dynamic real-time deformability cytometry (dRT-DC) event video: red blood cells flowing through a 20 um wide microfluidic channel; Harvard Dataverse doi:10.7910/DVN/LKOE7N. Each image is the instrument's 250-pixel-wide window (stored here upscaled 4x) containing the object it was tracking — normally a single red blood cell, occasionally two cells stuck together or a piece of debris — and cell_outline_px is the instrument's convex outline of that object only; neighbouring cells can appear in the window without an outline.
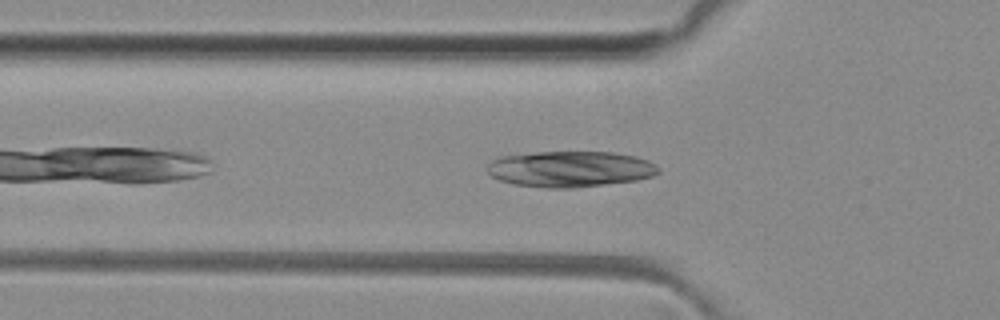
{"species": "common noctule bat (a hibernating species)", "species_latin": "Nyctalus noctula", "temperature_condition": "room temperature", "stored_images_in_passage": 31, "camera_frame_rate_fps": 3000, "um_per_image_px": 0.085, "animal": {"sex": "female", "body_mass_g": 29.2, "forearm_length_mm": 56.3}, "frame": {"image": 1, "passage_image": 5, "time_ms": 1.333, "image_size_px": [1000, 320], "cell_outline_px": [[660, 172], [652, 176], [636, 180], [572, 188], [548, 188], [512, 184], [500, 180], [492, 176], [488, 172], [488, 164], [492, 160], [500, 156], [536, 152], [612, 152], [636, 156], [648, 160], [656, 164], [660, 168]], "centroid_in_image_um": [48.48, 14.36], "position_along_channel_um": 77.3, "area_um2": 35.89}}
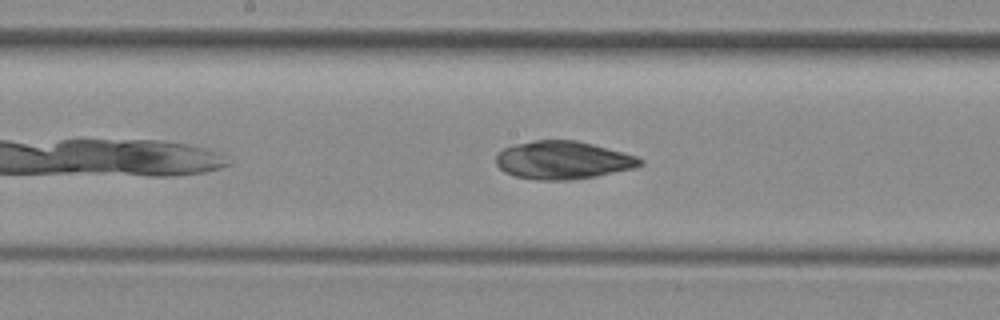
{"frame": {"image": 2, "passage_image": 14, "time_ms": 4.333, "image_size_px": [1000, 320], "cell_outline_px": [[644, 164], [636, 168], [596, 176], [572, 180], [536, 180], [516, 176], [504, 172], [496, 164], [496, 156], [504, 148], [516, 144], [536, 140], [576, 140], [592, 144], [636, 156], [644, 160]], "centroid_in_image_um": [47.86, 13.62], "position_along_channel_um": 200.3, "area_um2": 31.85}}
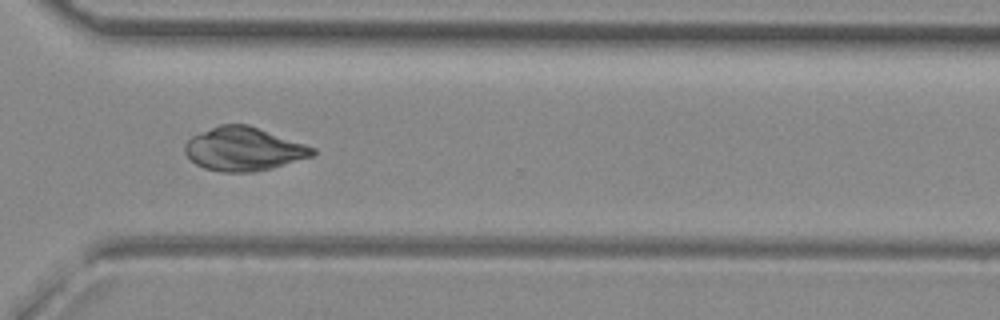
{"frame": {"image": 3, "passage_image": 25, "time_ms": 8.0, "image_size_px": [1000, 320], "cell_outline_px": [[316, 156], [272, 168], [252, 172], [220, 172], [204, 168], [196, 164], [184, 152], [184, 144], [192, 136], [200, 132], [220, 124], [248, 124], [316, 148]], "centroid_in_image_um": [20.73, 12.67], "position_along_channel_um": 349.9, "area_um2": 32.54}}